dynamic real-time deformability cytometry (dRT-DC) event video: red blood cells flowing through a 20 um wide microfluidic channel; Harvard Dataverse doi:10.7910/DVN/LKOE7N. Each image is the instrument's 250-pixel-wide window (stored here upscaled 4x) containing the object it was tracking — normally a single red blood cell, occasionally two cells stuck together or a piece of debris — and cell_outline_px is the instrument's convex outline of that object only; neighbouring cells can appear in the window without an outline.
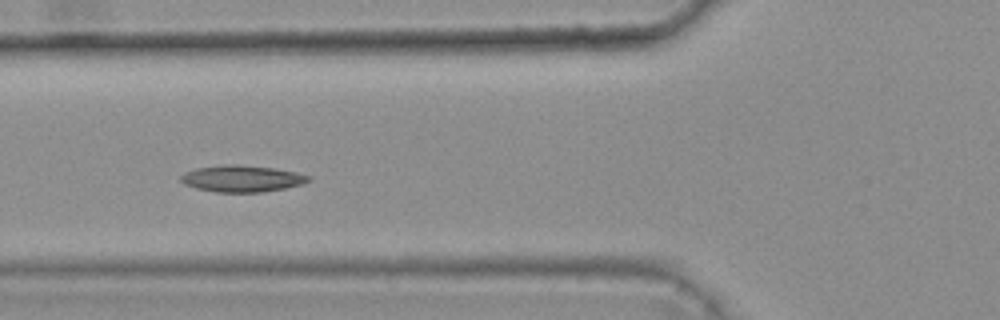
{"species": "common noctule bat (a hibernating species)", "species_latin": "Nyctalus noctula", "temperature_condition": "warm", "stored_images_in_passage": 8, "camera_frame_rate_fps": 3000, "um_per_image_px": 0.085, "animal": {"sex": "female", "body_mass_g": 25.1}, "frame": {"image": 1, "passage_image": 4, "time_ms": 1.0, "image_size_px": [1000, 320], "cell_outline_px": [[312, 180], [304, 184], [284, 188], [260, 192], [216, 192], [196, 188], [184, 184], [180, 180], [180, 176], [184, 172], [196, 168], [224, 164], [236, 164], [276, 168], [296, 172], [312, 176]], "centroid_in_image_um": [20.58, 15.17], "position_along_channel_um": 105.2, "area_um2": 20.0}}
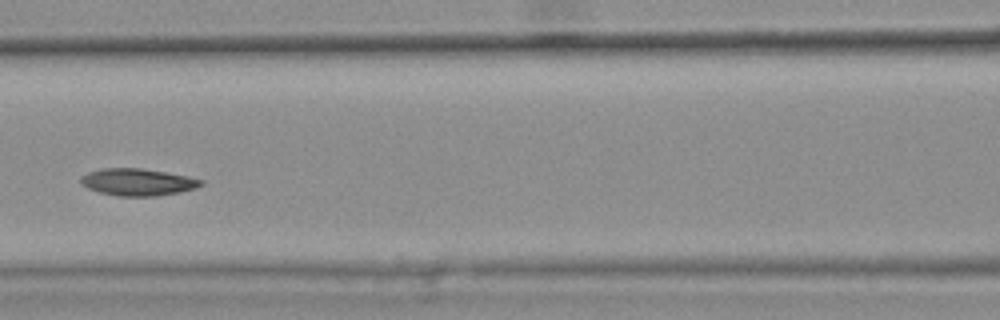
{"frame": {"image": 2, "passage_image": 5, "time_ms": 1.333, "image_size_px": [1000, 320], "cell_outline_px": [[204, 184], [196, 188], [180, 192], [156, 196], [116, 196], [100, 192], [88, 188], [80, 184], [80, 180], [88, 172], [100, 168], [140, 168], [188, 176], [204, 180]], "centroid_in_image_um": [11.72, 15.48], "position_along_channel_um": 154.9, "area_um2": 18.96}}
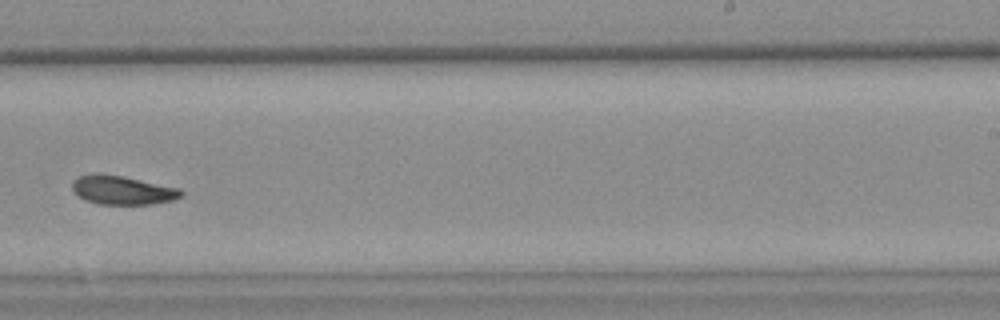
{"frame": {"image": 3, "passage_image": 8, "time_ms": 2.333, "image_size_px": [1000, 320], "cell_outline_px": [[184, 192], [180, 196], [172, 200], [152, 204], [100, 204], [84, 200], [72, 188], [72, 180], [80, 176], [96, 172], [100, 172], [180, 188]], "centroid_in_image_um": [10.38, 16.15], "position_along_channel_um": 278.6, "area_um2": 18.15}}